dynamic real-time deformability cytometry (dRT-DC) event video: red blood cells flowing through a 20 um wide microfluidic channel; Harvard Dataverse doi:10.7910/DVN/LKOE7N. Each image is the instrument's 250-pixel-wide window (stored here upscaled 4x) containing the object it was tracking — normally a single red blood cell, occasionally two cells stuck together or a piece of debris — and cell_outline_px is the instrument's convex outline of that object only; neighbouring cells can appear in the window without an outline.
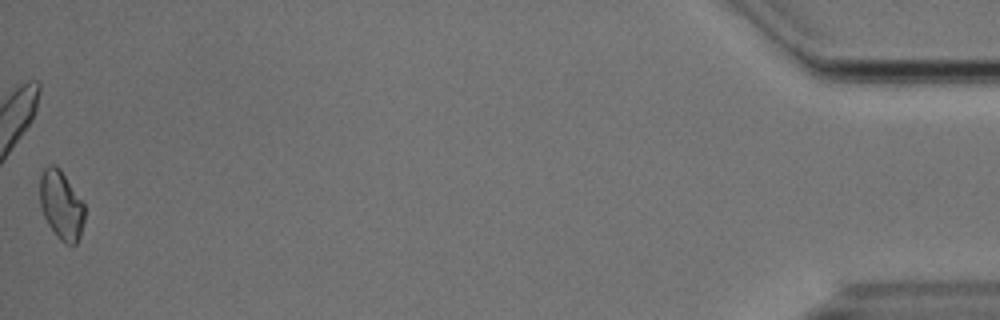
{"species": "Egyptian fruit bat (a non-hibernating species)", "species_latin": "Rousettus aegyptiacus", "temperature_condition": "cold", "stored_images_in_passage": 50, "camera_frame_rate_fps": 3000, "um_per_image_px": 0.085, "animal": {"sex": "male"}, "frame": {"image": 1, "passage_image": 50, "time_ms": 16.333, "image_size_px": [1000, 320], "cell_outline_px": [[84, 220], [80, 236], [76, 244], [68, 244], [60, 240], [56, 236], [48, 224], [44, 216], [40, 204], [40, 176], [44, 168], [48, 164], [52, 164], [60, 168], [84, 200]], "centroid_in_image_um": [5.22, 17.4], "position_along_channel_um": 430.0, "area_um2": 18.21}, "authors_computed_cell_mechanics": {"area_um2": 18.2648, "velocity_mm_per_s": 3.7241, "shape_relaxation_time_tau1_ms": 3.8885, "shape_relaxation_time_tau2_ms": 4.5081, "deformation_change_tau1": 0.1034, "deformation_change_tau2": 0.0983}}